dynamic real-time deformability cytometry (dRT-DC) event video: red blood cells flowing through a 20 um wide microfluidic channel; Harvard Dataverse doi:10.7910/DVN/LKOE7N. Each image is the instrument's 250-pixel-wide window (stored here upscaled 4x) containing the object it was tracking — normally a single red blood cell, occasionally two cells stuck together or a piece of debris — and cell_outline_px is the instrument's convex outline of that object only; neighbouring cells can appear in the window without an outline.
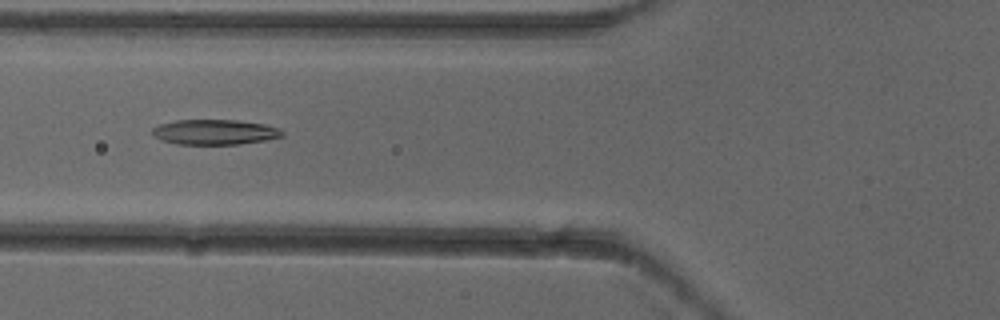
{"species": "common noctule bat (a hibernating species)", "species_latin": "Nyctalus noctula", "temperature_condition": "cold", "stored_images_in_passage": 4, "camera_frame_rate_fps": 3000, "um_per_image_px": 0.085, "animal": {"sex": "female"}, "frame": {"image": 1, "passage_image": 4, "time_ms": 1.0, "image_size_px": [1000, 320], "cell_outline_px": [[284, 136], [264, 140], [240, 144], [176, 144], [160, 140], [152, 136], [152, 128], [160, 124], [176, 120], [236, 120], [264, 124], [280, 128], [284, 132]], "centroid_in_image_um": [18.23, 11.22], "position_along_channel_um": 107.6, "area_um2": 19.13}}